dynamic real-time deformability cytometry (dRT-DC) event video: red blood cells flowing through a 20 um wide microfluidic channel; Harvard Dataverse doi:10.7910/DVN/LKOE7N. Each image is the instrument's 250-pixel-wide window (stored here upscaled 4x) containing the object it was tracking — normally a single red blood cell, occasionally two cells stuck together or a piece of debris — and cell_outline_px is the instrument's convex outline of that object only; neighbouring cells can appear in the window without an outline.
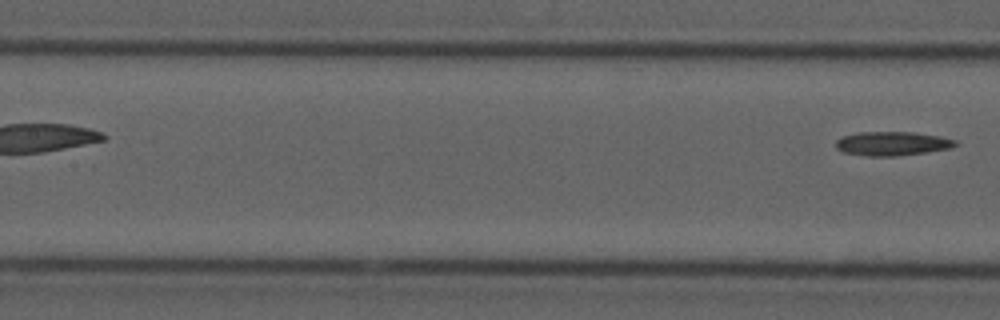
{"species": "common noctule bat (a hibernating species)", "species_latin": "Nyctalus noctula", "temperature_condition": "cold", "stored_images_in_passage": 5, "segment_of_instrument_passage": [2, 2], "camera_frame_rate_fps": 3000, "um_per_image_px": 0.085, "animal": {"sex": "male", "forearm_length_mm": 52.5}, "frame": {"image": 1, "passage_image": 5, "time_ms": 5.667, "image_size_px": [1000, 320], "cell_outline_px": [[960, 144], [952, 148], [928, 152], [896, 156], [868, 156], [844, 152], [836, 148], [836, 140], [844, 136], [860, 132], [912, 132], [936, 136], [956, 140]], "centroid_in_image_um": [75.87, 12.21], "position_along_channel_um": 131.5, "area_um2": 16.65}}